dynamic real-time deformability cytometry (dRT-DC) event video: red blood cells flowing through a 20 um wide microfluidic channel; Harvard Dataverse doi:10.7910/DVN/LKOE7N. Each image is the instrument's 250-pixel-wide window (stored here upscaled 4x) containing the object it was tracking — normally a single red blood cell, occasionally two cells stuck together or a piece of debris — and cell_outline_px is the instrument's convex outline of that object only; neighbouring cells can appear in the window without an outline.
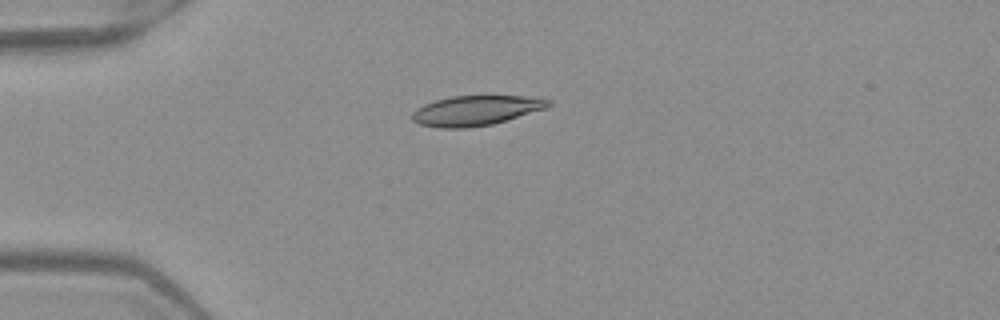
{"species": "Egyptian fruit bat (a non-hibernating species)", "species_latin": "Rousettus aegyptiacus", "temperature_condition": "warm", "stored_images_in_passage": 7, "camera_frame_rate_fps": 3000, "um_per_image_px": 0.085, "frame": {"image": 1, "passage_image": 4, "time_ms": 1.0, "image_size_px": [1000, 320], "cell_outline_px": [[552, 104], [544, 108], [492, 124], [464, 128], [440, 128], [420, 124], [412, 120], [412, 112], [416, 108], [424, 104], [436, 100], [452, 96], [540, 96], [552, 100]], "centroid_in_image_um": [40.45, 9.38], "position_along_channel_um": 44.6, "area_um2": 23.64}}
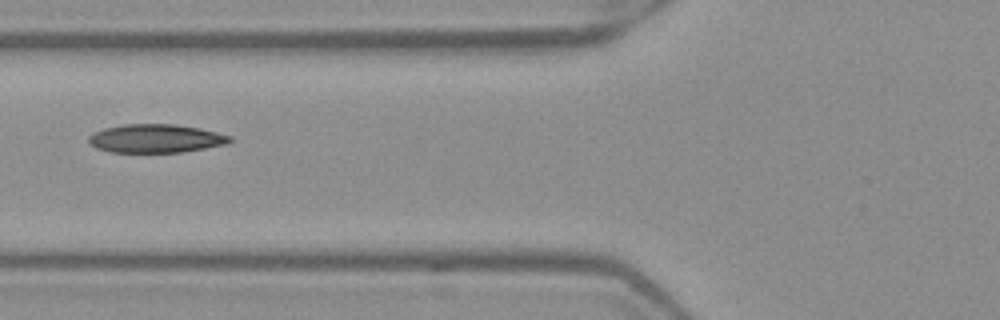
{"frame": {"image": 2, "passage_image": 6, "time_ms": 1.667, "image_size_px": [1000, 320], "cell_outline_px": [[232, 140], [228, 144], [180, 152], [108, 152], [96, 148], [88, 144], [88, 136], [92, 132], [104, 128], [124, 124], [176, 124], [200, 128], [232, 136]], "centroid_in_image_um": [13.2, 11.77], "position_along_channel_um": 112.6, "area_um2": 23.64}}
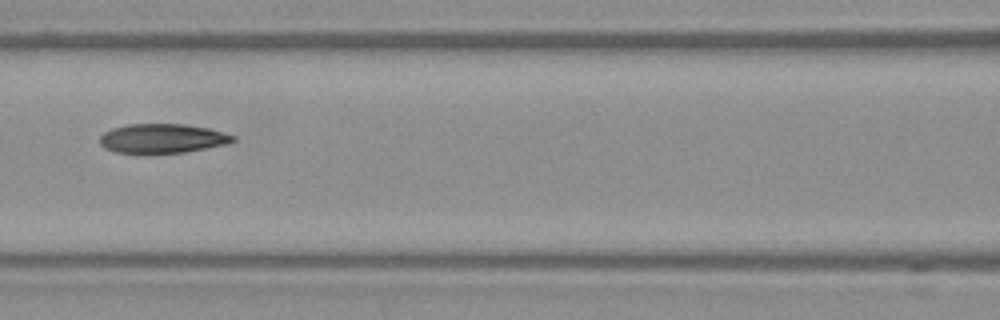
{"frame": {"image": 3, "passage_image": 7, "time_ms": 2.0, "image_size_px": [1000, 320], "cell_outline_px": [[236, 140], [228, 144], [184, 152], [148, 156], [136, 156], [112, 152], [104, 148], [100, 144], [100, 136], [104, 132], [112, 128], [128, 124], [184, 124], [208, 128], [236, 136]], "centroid_in_image_um": [13.73, 11.82], "position_along_channel_um": 152.9, "area_um2": 23.76}}